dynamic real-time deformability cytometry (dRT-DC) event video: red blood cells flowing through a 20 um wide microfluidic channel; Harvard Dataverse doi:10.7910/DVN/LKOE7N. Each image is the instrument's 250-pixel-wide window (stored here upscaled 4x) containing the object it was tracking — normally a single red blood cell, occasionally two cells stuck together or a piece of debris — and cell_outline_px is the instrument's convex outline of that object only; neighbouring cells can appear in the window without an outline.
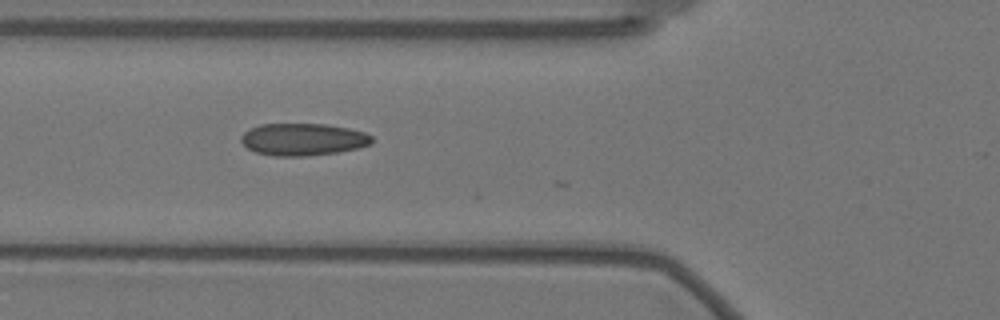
{"species": "Egyptian fruit bat (a non-hibernating species)", "species_latin": "Rousettus aegyptiacus", "temperature_condition": "warm", "stored_images_in_passage": 8, "camera_frame_rate_fps": 3000, "um_per_image_px": 0.085, "animal": {"sex": "female"}, "frame": {"image": 1, "passage_image": 2, "time_ms": 0.333, "image_size_px": [1000, 320], "cell_outline_px": [[372, 140], [368, 144], [356, 148], [336, 152], [308, 156], [272, 156], [256, 152], [248, 148], [240, 140], [240, 136], [244, 132], [260, 124], [324, 124], [348, 128], [364, 132], [372, 136]], "centroid_in_image_um": [25.71, 11.85], "position_along_channel_um": 100.1, "area_um2": 24.33}}
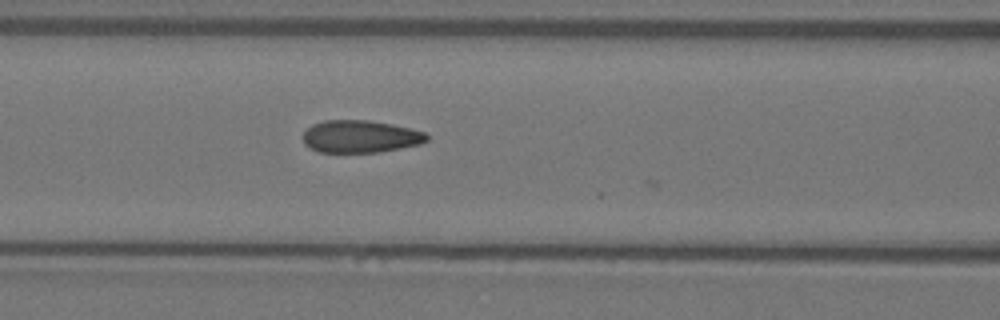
{"frame": {"image": 2, "passage_image": 5, "time_ms": 1.333, "image_size_px": [1000, 320], "cell_outline_px": [[428, 140], [420, 144], [380, 152], [316, 152], [308, 148], [304, 144], [304, 132], [312, 124], [324, 120], [368, 120], [392, 124], [424, 132], [428, 136]], "centroid_in_image_um": [30.6, 11.61], "position_along_channel_um": 136.0, "area_um2": 23.41}}